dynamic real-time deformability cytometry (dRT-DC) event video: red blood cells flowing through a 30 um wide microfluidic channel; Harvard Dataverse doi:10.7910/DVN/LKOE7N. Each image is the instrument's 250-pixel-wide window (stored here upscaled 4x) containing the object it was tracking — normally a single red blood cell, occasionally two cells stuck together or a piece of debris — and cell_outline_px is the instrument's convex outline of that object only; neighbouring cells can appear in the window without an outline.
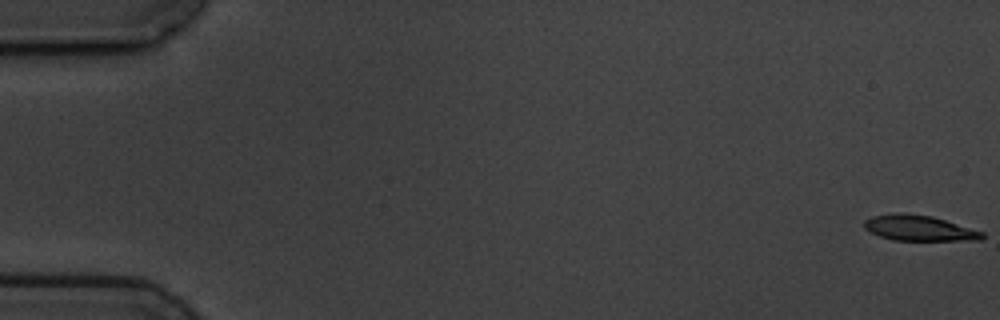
{"species": "common noctule bat (a hibernating species)", "species_latin": "Nyctalus noctula", "temperature_condition": "cold", "stored_images_in_passage": 7, "camera_frame_rate_fps": 3000, "um_per_image_px": 0.085, "animal": {"sex": "male", "body_mass_g": 19.5, "forearm_length_mm": 54.6}, "frame": {"image": 1, "passage_image": 1, "time_ms": 0.0, "image_size_px": [1000, 320], "cell_outline_px": [[984, 236], [980, 240], [892, 240], [880, 236], [864, 228], [864, 220], [872, 216], [896, 212], [904, 212], [932, 216], [984, 232]], "centroid_in_image_um": [78.1, 19.37], "position_along_channel_um": 6.9, "area_um2": 17.51}}
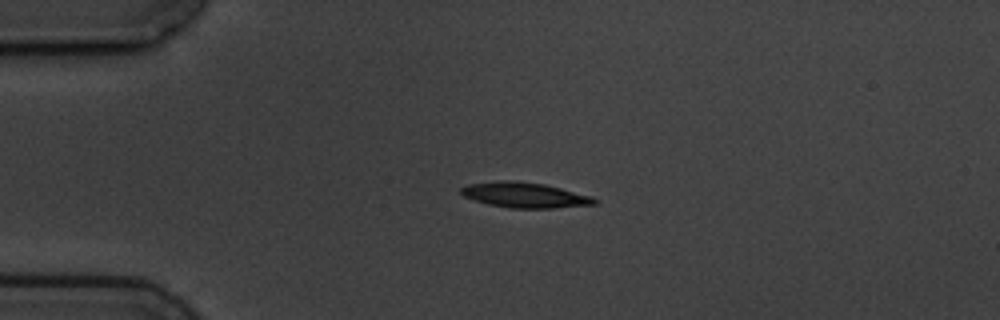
{"frame": {"image": 2, "passage_image": 5, "time_ms": 4.333, "image_size_px": [1000, 320], "cell_outline_px": [[600, 200], [596, 204], [552, 208], [512, 208], [488, 204], [464, 196], [460, 192], [460, 188], [468, 184], [500, 180], [512, 180], [544, 184], [592, 196]], "centroid_in_image_um": [44.62, 16.57], "position_along_channel_um": 40.4, "area_um2": 19.59}}